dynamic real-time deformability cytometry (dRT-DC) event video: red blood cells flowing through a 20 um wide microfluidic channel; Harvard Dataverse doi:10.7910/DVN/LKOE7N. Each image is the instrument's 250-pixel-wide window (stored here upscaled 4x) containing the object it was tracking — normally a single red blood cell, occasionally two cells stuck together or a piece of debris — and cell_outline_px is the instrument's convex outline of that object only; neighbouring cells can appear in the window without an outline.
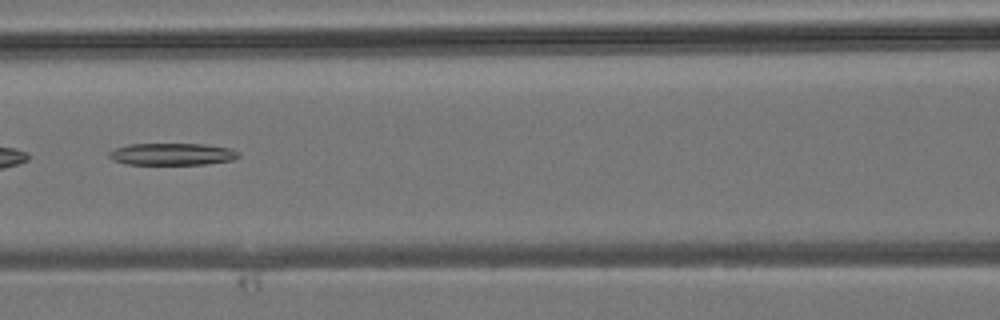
{"species": "common noctule bat (a hibernating species)", "species_latin": "Nyctalus noctula", "temperature_condition": "room temperature", "stored_images_in_passage": 39, "camera_frame_rate_fps": 3000, "um_per_image_px": 0.085, "animal": {"sex": "male", "body_mass_g": 19.2, "forearm_length_mm": 51.8}, "frame": {"image": 1, "passage_image": 17, "time_ms": 5.333, "image_size_px": [1000, 320], "cell_outline_px": [[240, 156], [232, 160], [204, 164], [124, 164], [112, 160], [108, 156], [108, 152], [116, 148], [128, 144], [204, 144], [232, 148], [240, 152]], "centroid_in_image_um": [14.63, 13.1], "position_along_channel_um": 152.0, "area_um2": 16.7}}